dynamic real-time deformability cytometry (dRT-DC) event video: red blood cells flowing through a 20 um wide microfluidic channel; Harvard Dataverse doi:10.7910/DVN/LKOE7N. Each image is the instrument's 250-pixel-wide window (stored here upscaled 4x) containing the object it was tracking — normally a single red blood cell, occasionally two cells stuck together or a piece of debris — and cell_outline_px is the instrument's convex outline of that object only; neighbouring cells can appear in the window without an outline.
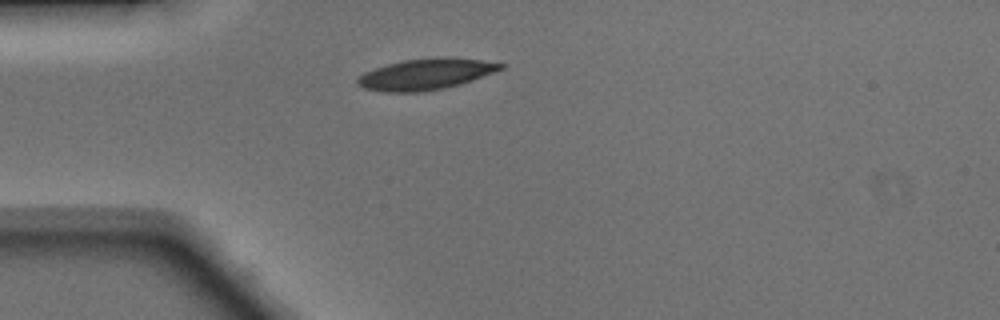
{"species": "Egyptian fruit bat (a non-hibernating species)", "species_latin": "Rousettus aegyptiacus", "temperature_condition": "warm", "stored_images_in_passage": 18, "camera_frame_rate_fps": 3000, "um_per_image_px": 0.085, "animal": {"sex": "male"}, "frame": {"image": 1, "passage_image": 1, "time_ms": 0.0, "image_size_px": [1000, 320], "cell_outline_px": [[504, 68], [472, 80], [444, 88], [420, 92], [384, 92], [364, 88], [356, 84], [356, 80], [364, 72], [388, 64], [404, 60], [436, 56], [480, 60], [504, 64]], "centroid_in_image_um": [36.16, 6.3], "position_along_channel_um": 48.8, "area_um2": 25.66}}
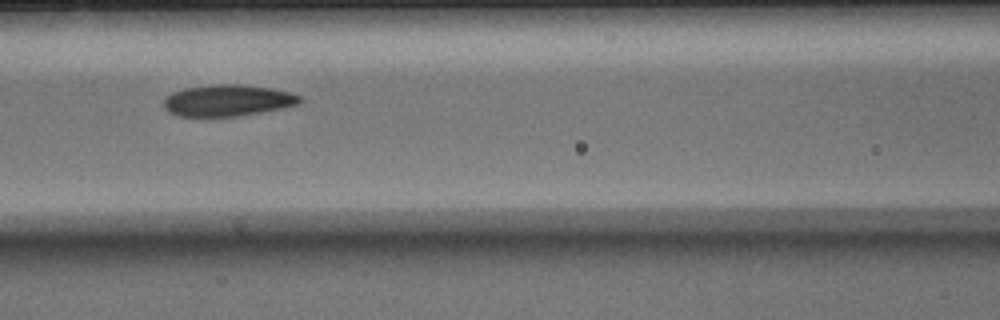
{"frame": {"image": 2, "passage_image": 9, "time_ms": 2.667, "image_size_px": [1000, 320], "cell_outline_px": [[304, 100], [300, 104], [284, 108], [212, 120], [208, 120], [176, 116], [168, 112], [164, 108], [164, 96], [172, 92], [184, 88], [208, 84], [244, 84], [272, 88], [288, 92], [300, 96]], "centroid_in_image_um": [19.28, 8.58], "position_along_channel_um": 147.3, "area_um2": 26.24}}
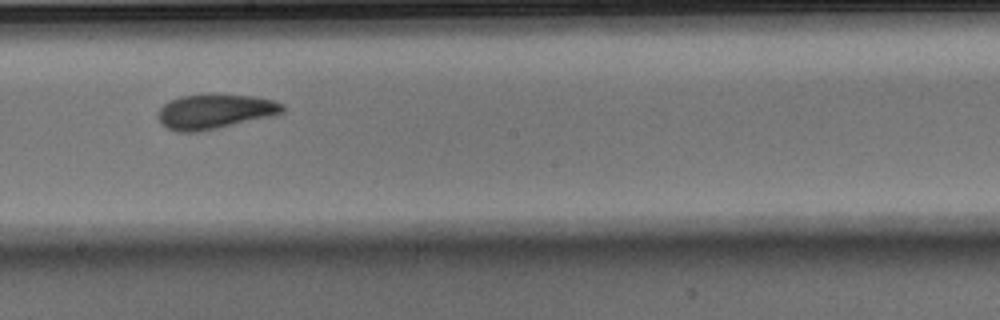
{"frame": {"image": 3, "passage_image": 15, "time_ms": 4.667, "image_size_px": [1000, 320], "cell_outline_px": [[284, 112], [272, 116], [200, 132], [176, 132], [160, 124], [156, 116], [156, 112], [168, 100], [180, 96], [208, 92], [216, 92], [256, 96], [272, 100], [284, 104]], "centroid_in_image_um": [18.22, 9.44], "position_along_channel_um": 230.0, "area_um2": 26.18}}